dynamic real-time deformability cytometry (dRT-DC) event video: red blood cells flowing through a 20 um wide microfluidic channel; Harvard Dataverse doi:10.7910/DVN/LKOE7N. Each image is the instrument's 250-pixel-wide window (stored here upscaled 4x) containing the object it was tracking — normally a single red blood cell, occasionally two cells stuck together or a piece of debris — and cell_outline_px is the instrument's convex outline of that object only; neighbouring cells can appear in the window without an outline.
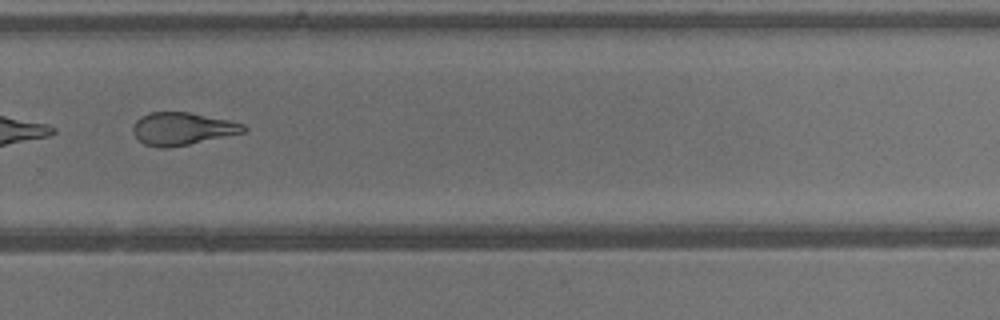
{"species": "common noctule bat (a hibernating species)", "species_latin": "Nyctalus noctula", "temperature_condition": "warm", "stored_images_in_passage": 38, "camera_frame_rate_fps": 3000, "um_per_image_px": 0.085, "animal": {"sex": "male", "body_mass_g": 13.3}, "frame": {"image": 1, "passage_image": 27, "time_ms": 8.667, "image_size_px": [1000, 320], "cell_outline_px": [[248, 128], [244, 132], [188, 144], [168, 148], [160, 148], [144, 144], [132, 132], [132, 128], [136, 120], [140, 116], [152, 112], [188, 112], [228, 120], [244, 124]], "centroid_in_image_um": [15.47, 10.94], "position_along_channel_um": 314.3, "area_um2": 20.81}}